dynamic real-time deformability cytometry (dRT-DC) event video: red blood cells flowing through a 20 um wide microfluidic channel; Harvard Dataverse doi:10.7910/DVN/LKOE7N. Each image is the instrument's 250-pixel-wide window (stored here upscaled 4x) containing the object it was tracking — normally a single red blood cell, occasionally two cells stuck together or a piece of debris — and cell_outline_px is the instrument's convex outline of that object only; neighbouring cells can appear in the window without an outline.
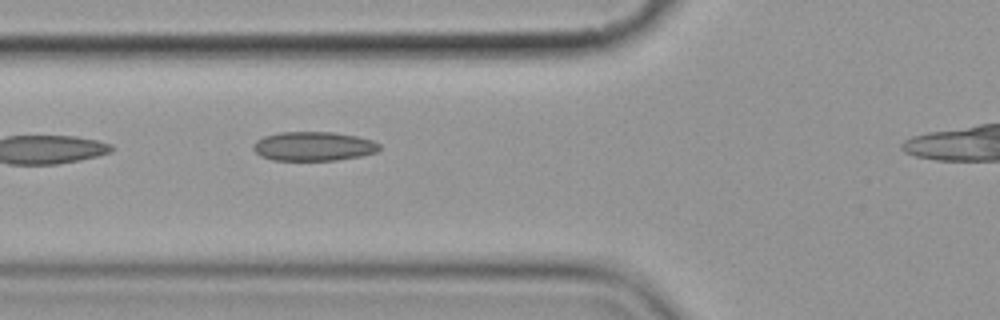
{"species": "common noctule bat (a hibernating species)", "species_latin": "Nyctalus noctula", "temperature_condition": "cold", "stored_images_in_passage": 4, "camera_frame_rate_fps": 3000, "um_per_image_px": 0.085, "animal": {"sex": "female", "body_mass_g": 19.9}, "frame": {"image": 1, "passage_image": 3, "time_ms": 2.333, "image_size_px": [1000, 320], "cell_outline_px": [[380, 148], [376, 152], [360, 156], [336, 160], [272, 160], [260, 156], [252, 148], [252, 144], [256, 140], [264, 136], [280, 132], [332, 132], [356, 136], [372, 140], [380, 144]], "centroid_in_image_um": [26.62, 12.43], "position_along_channel_um": 99.2, "area_um2": 21.44}}